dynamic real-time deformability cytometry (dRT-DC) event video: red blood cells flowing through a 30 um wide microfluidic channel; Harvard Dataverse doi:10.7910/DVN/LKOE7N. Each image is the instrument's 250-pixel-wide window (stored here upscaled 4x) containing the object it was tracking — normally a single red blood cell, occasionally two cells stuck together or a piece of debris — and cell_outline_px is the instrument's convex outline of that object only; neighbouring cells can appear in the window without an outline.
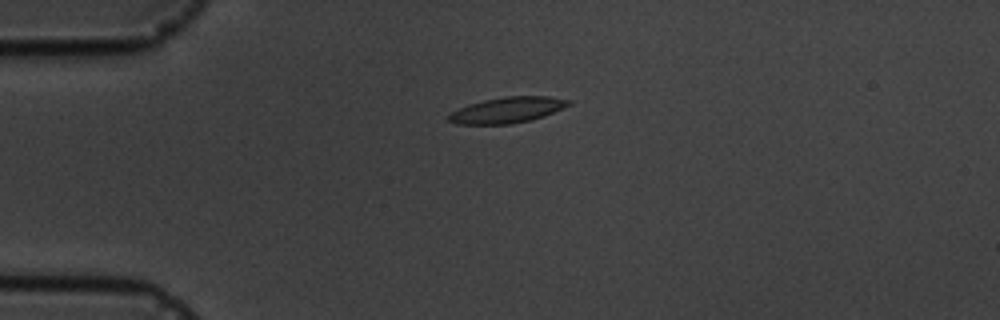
{"species": "common noctule bat (a hibernating species)", "species_latin": "Nyctalus noctula", "temperature_condition": "cold", "stored_images_in_passage": 5, "camera_frame_rate_fps": 3000, "um_per_image_px": 0.085, "animal": {"sex": "male", "body_mass_g": 19.5, "forearm_length_mm": 54.6}, "frame": {"image": 1, "passage_image": 2, "time_ms": 1.333, "image_size_px": [1000, 320], "cell_outline_px": [[572, 104], [564, 108], [544, 116], [512, 124], [456, 124], [448, 120], [448, 116], [452, 112], [468, 104], [484, 100], [504, 96], [548, 96], [572, 100]], "centroid_in_image_um": [43.16, 9.34], "position_along_channel_um": 41.8, "area_um2": 18.03}}
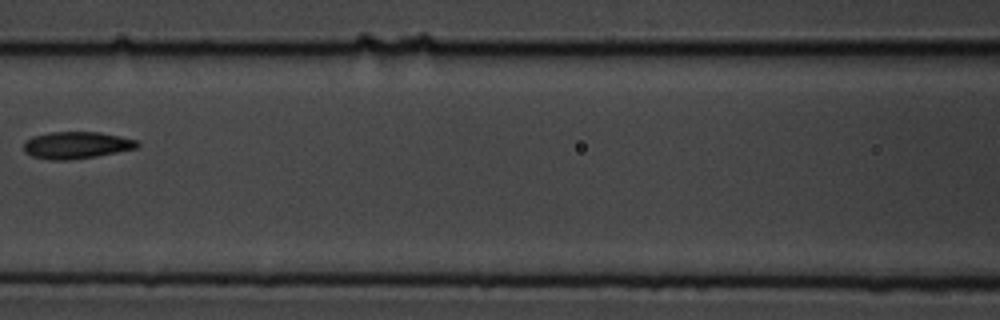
{"frame": {"image": 2, "passage_image": 5, "time_ms": 5.333, "image_size_px": [1000, 320], "cell_outline_px": [[140, 144], [136, 148], [96, 156], [68, 160], [52, 160], [32, 156], [24, 152], [24, 140], [32, 136], [52, 132], [100, 132], [120, 136], [136, 140]], "centroid_in_image_um": [6.46, 12.33], "position_along_channel_um": 160.1, "area_um2": 17.8}}